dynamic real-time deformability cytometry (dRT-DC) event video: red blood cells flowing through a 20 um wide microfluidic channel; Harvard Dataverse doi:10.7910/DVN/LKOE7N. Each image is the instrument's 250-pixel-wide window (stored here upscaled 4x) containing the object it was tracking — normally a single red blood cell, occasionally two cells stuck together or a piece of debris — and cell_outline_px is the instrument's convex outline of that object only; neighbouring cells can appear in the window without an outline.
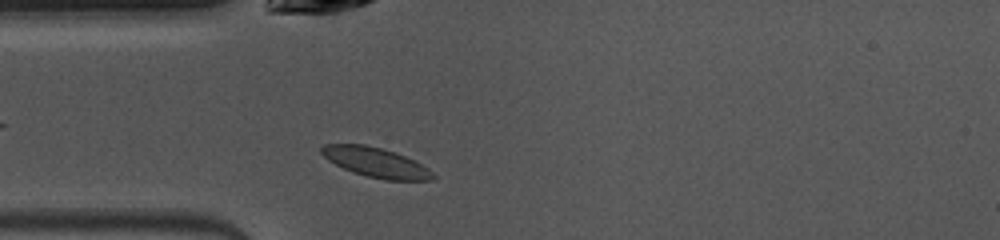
{"species": "common noctule bat (a hibernating species)", "species_latin": "Nyctalus noctula", "temperature_condition": "warm", "stored_images_in_passage": 39, "camera_frame_rate_fps": 3000, "um_per_image_px": 0.085, "animal": {"sex": "female", "body_mass_g": 10.0, "forearm_length_mm": 53.1}, "frame": {"image": 1, "passage_image": 3, "time_ms": 0.667, "image_size_px": [1000, 240], "cell_outline_px": [[436, 176], [432, 180], [384, 180], [352, 172], [328, 160], [320, 152], [320, 148], [324, 144], [364, 144], [396, 152], [428, 168]], "centroid_in_image_um": [31.93, 13.8], "position_along_channel_um": 53.1, "area_um2": 19.07}}
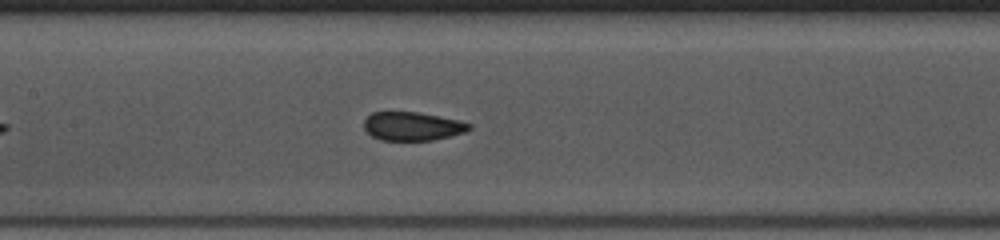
{"frame": {"image": 2, "passage_image": 12, "time_ms": 3.667, "image_size_px": [1000, 240], "cell_outline_px": [[472, 128], [464, 132], [432, 140], [380, 140], [372, 136], [364, 128], [364, 120], [372, 112], [416, 112], [460, 120], [472, 124]], "centroid_in_image_um": [35.05, 10.73], "position_along_channel_um": 172.3, "area_um2": 17.4}}
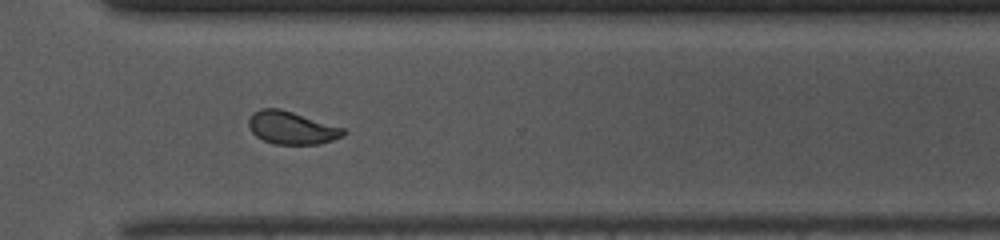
{"frame": {"image": 3, "passage_image": 25, "time_ms": 8.0, "image_size_px": [1000, 240], "cell_outline_px": [[348, 132], [344, 136], [320, 144], [276, 144], [264, 140], [256, 136], [248, 128], [248, 120], [260, 108], [280, 108], [344, 128]], "centroid_in_image_um": [24.81, 10.87], "position_along_channel_um": 345.8, "area_um2": 18.03}, "authors_computed_cell_mechanics": {"area_um2": 18.5538, "velocity_mm_per_s": 4.0098, "shape_relaxation_time_tau1_ms": 5.1987, "shape_relaxation_time_tau2_ms": null, "deformation_change_tau1": 0.1301, "deformation_change_tau2": null}}